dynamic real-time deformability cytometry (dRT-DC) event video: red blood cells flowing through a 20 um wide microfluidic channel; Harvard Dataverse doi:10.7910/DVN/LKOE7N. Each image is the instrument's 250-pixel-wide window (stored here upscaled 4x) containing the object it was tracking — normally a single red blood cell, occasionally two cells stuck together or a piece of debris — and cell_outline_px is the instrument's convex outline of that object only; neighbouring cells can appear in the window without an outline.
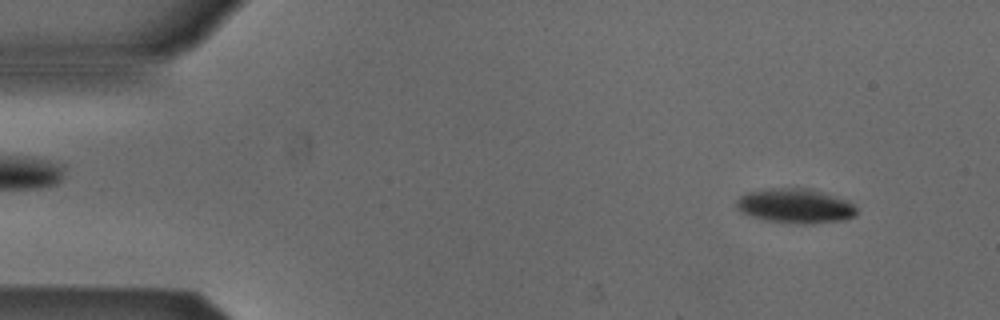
{"species": "Egyptian fruit bat (a non-hibernating species)", "species_latin": "Rousettus aegyptiacus", "temperature_condition": "cold", "stored_images_in_passage": 51, "camera_frame_rate_fps": 3000, "um_per_image_px": 0.085, "animal": {"sex": "male"}, "frame": {"image": 1, "passage_image": 4, "time_ms": 1.0, "image_size_px": [1000, 320], "cell_outline_px": [[856, 216], [844, 220], [812, 224], [800, 224], [764, 220], [740, 212], [736, 208], [736, 200], [744, 192], [764, 188], [800, 188], [820, 192], [848, 200], [856, 208]], "centroid_in_image_um": [67.55, 17.51], "position_along_channel_um": 17.4, "area_um2": 24.33}}
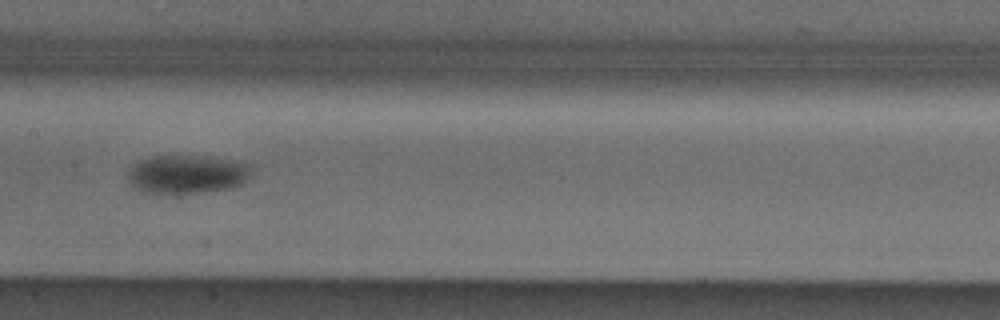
{"frame": {"image": 2, "passage_image": 25, "time_ms": 8.0, "image_size_px": [1000, 320], "cell_outline_px": [[252, 164], [248, 180], [244, 184], [228, 188], [204, 192], [152, 192], [140, 188], [132, 184], [128, 180], [128, 176], [132, 164], [140, 160], [152, 156], [204, 156], [232, 160]], "centroid_in_image_um": [15.97, 14.78], "position_along_channel_um": 191.4, "area_um2": 27.34}}
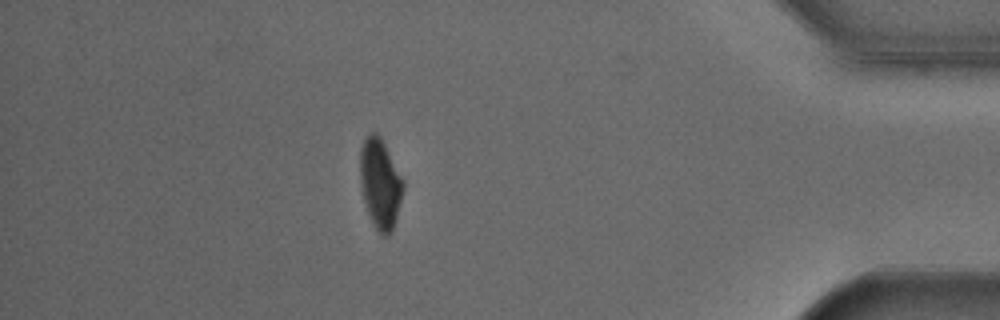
{"frame": {"image": 3, "passage_image": 45, "time_ms": 14.667, "image_size_px": [1000, 320], "cell_outline_px": [[404, 188], [396, 220], [388, 236], [384, 236], [372, 224], [364, 200], [360, 184], [360, 148], [364, 140], [372, 132], [376, 132], [380, 136], [404, 180]], "centroid_in_image_um": [32.32, 15.6], "position_along_channel_um": 402.9, "area_um2": 22.43}, "authors_computed_cell_mechanics": {"area_um2": 24.3916, "velocity_mm_per_s": 3.8738, "shape_relaxation_time_tau1_ms": 1.9486, "shape_relaxation_time_tau2_ms": null, "deformation_change_tau1": 0.0915, "deformation_change_tau2": null}}